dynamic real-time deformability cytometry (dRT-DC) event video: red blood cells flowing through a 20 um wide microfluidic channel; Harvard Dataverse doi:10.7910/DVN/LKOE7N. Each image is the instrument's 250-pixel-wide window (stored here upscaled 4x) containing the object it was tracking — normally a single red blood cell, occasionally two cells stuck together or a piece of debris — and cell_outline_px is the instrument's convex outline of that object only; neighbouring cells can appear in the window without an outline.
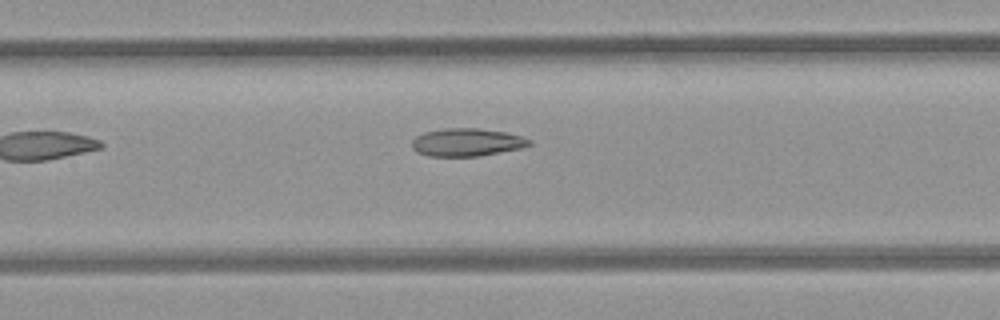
{"species": "common noctule bat (a hibernating species)", "species_latin": "Nyctalus noctula", "temperature_condition": "room temperature", "stored_images_in_passage": 7, "camera_frame_rate_fps": 3000, "um_per_image_px": 0.085, "animal": {"sex": "female", "body_mass_g": 21.9}, "frame": {"image": 1, "passage_image": 7, "time_ms": 7.0, "image_size_px": [1000, 320], "cell_outline_px": [[532, 144], [520, 148], [480, 156], [428, 156], [416, 152], [412, 148], [412, 140], [416, 136], [424, 132], [444, 128], [476, 128], [504, 132], [520, 136], [532, 140]], "centroid_in_image_um": [39.65, 12.09], "position_along_channel_um": 167.8, "area_um2": 19.02}}